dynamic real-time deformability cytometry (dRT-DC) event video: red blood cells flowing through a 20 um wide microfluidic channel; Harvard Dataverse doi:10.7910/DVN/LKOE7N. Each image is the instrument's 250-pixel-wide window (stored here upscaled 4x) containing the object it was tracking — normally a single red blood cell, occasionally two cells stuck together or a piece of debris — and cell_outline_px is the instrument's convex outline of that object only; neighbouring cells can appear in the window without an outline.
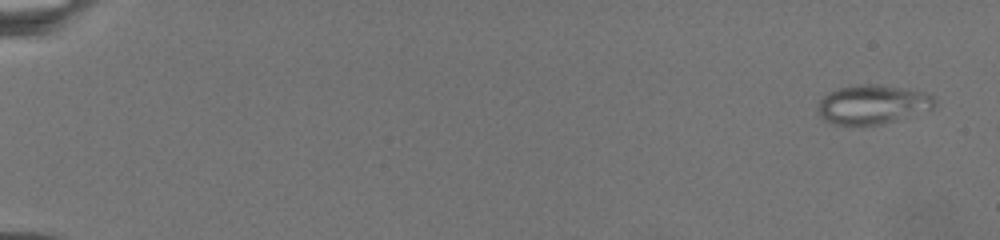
{"species": "common noctule bat (a hibernating species)", "species_latin": "Nyctalus noctula", "temperature_condition": "warm", "stored_images_in_passage": 33, "camera_frame_rate_fps": 3000, "um_per_image_px": 0.085, "animal": {"sex": "female", "body_mass_g": 19.5, "forearm_length_mm": 54.1}, "frame": {"image": 1, "passage_image": 1, "time_ms": 0.0, "image_size_px": [1000, 240], "cell_outline_px": [[936, 104], [932, 108], [880, 124], [832, 124], [824, 120], [820, 116], [820, 100], [824, 96], [840, 88], [864, 84], [880, 84], [924, 92], [932, 96], [936, 100]], "centroid_in_image_um": [74.17, 8.86], "position_along_channel_um": 10.8, "area_um2": 25.78}}
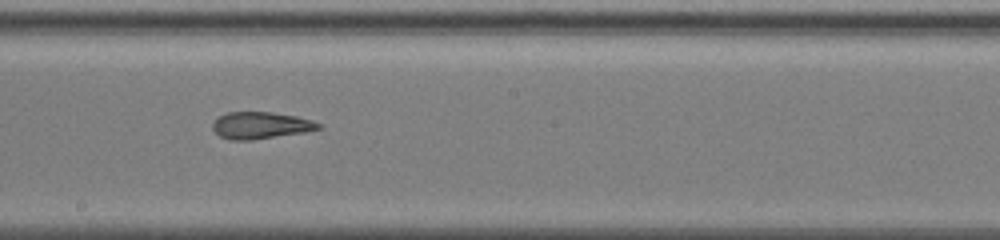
{"frame": {"image": 2, "passage_image": 16, "time_ms": 14.0, "image_size_px": [1000, 240], "cell_outline_px": [[324, 128], [304, 132], [252, 140], [228, 140], [220, 136], [212, 128], [212, 124], [220, 116], [228, 112], [272, 112], [296, 116], [312, 120], [320, 124]], "centroid_in_image_um": [22.17, 10.66], "position_along_channel_um": 226.0, "area_um2": 16.53}}
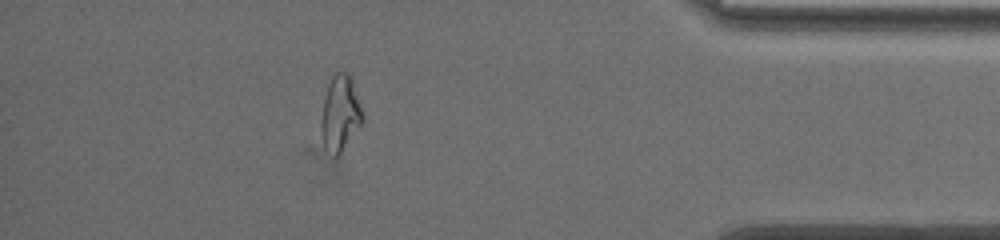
{"frame": {"image": 3, "passage_image": 29, "time_ms": 21.333, "image_size_px": [1000, 240], "cell_outline_px": [[364, 120], [340, 152], [336, 156], [324, 148], [320, 132], [320, 124], [324, 100], [328, 84], [332, 76], [336, 72], [348, 72], [352, 80], [364, 116]], "centroid_in_image_um": [28.9, 9.62], "position_along_channel_um": 406.3, "area_um2": 17.98}}